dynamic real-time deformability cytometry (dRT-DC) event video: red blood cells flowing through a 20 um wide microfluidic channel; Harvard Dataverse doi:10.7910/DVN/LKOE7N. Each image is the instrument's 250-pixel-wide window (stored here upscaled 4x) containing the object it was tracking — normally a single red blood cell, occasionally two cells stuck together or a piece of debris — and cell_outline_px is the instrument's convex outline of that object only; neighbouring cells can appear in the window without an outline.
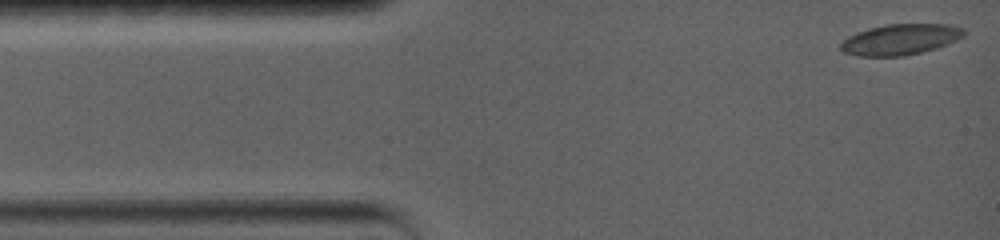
{"species": "common noctule bat (a hibernating species)", "species_latin": "Nyctalus noctula", "temperature_condition": "warm", "stored_images_in_passage": 13, "camera_frame_rate_fps": 5000, "um_per_image_px": 0.085, "animal": {"sex": "female", "body_mass_g": 19.0, "forearm_length_mm": 56.7}, "frame": {"image": 1, "passage_image": 1, "time_ms": 0.0, "image_size_px": [1000, 240], "cell_outline_px": [[964, 36], [948, 44], [936, 48], [904, 56], [860, 56], [844, 52], [840, 48], [840, 44], [848, 36], [856, 32], [888, 24], [948, 24], [964, 28]], "centroid_in_image_um": [76.54, 3.35], "position_along_channel_um": 8.5, "area_um2": 21.96}}
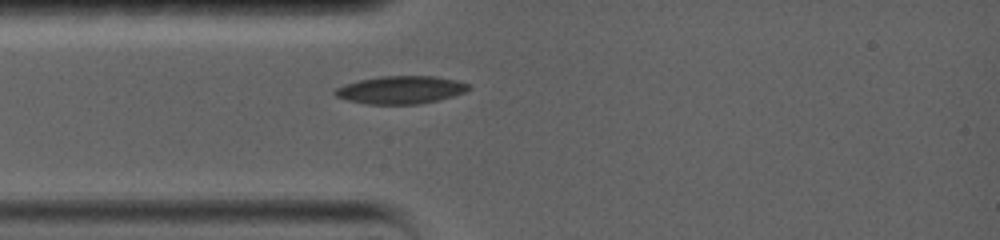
{"frame": {"image": 2, "passage_image": 10, "time_ms": 3.2, "image_size_px": [1000, 240], "cell_outline_px": [[472, 88], [464, 92], [452, 96], [436, 100], [416, 104], [368, 104], [348, 100], [336, 96], [332, 92], [336, 88], [344, 84], [360, 80], [380, 76], [436, 76], [456, 80], [472, 84]], "centroid_in_image_um": [34.08, 7.63], "position_along_channel_um": 50.9, "area_um2": 21.62}}
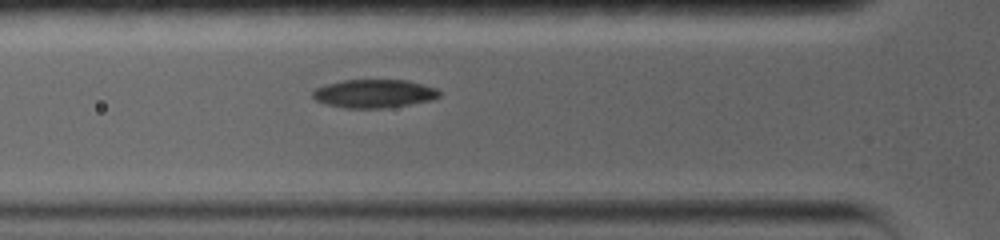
{"frame": {"image": 3, "passage_image": 13, "time_ms": 4.4, "image_size_px": [1000, 240], "cell_outline_px": [[440, 96], [432, 100], [384, 108], [348, 108], [328, 104], [316, 100], [312, 96], [312, 92], [316, 88], [324, 84], [344, 80], [408, 80], [436, 88], [440, 92]], "centroid_in_image_um": [31.8, 7.94], "position_along_channel_um": 94.0, "area_um2": 20.81}}